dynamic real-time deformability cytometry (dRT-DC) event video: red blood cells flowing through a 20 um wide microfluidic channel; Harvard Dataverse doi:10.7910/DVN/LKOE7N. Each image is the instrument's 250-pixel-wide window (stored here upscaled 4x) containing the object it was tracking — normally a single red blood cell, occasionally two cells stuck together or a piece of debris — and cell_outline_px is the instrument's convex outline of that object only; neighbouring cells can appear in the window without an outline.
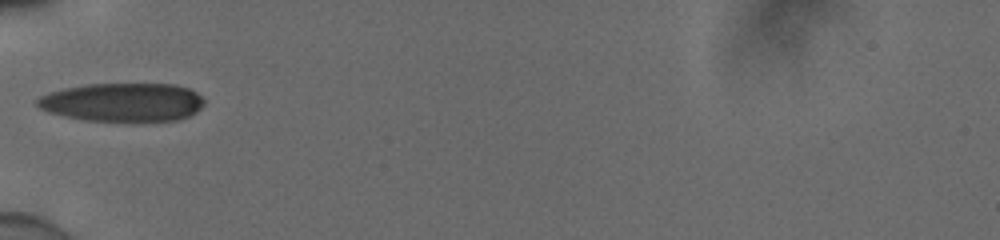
{"species": "human", "species_latin": "Homo sapiens", "temperature_condition": "cold", "stored_images_in_passage": 6, "camera_frame_rate_fps": 3000, "um_per_image_px": 0.085, "donor": {"sex": "male"}, "frame": {"image": 1, "passage_image": 1, "time_ms": 0.0, "image_size_px": [1000, 240], "cell_outline_px": [[204, 104], [196, 112], [180, 120], [132, 124], [88, 120], [64, 116], [48, 112], [40, 108], [36, 104], [36, 100], [40, 96], [64, 88], [88, 84], [176, 84], [188, 88], [196, 92], [204, 100]], "centroid_in_image_um": [10.47, 8.73], "position_along_channel_um": 74.5, "area_um2": 38.49}}
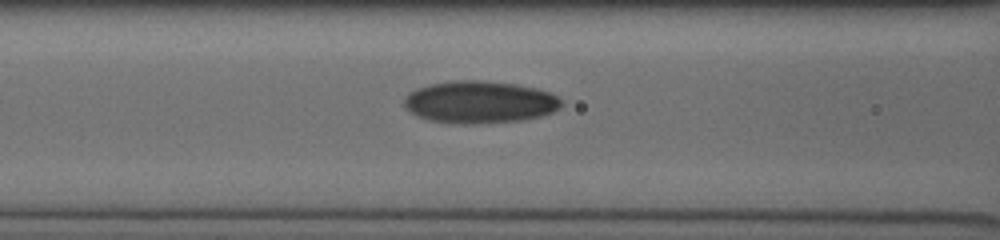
{"frame": {"image": 2, "passage_image": 3, "time_ms": 0.667, "image_size_px": [1000, 240], "cell_outline_px": [[564, 104], [560, 108], [552, 112], [540, 116], [520, 120], [476, 124], [460, 124], [428, 120], [416, 116], [404, 104], [404, 96], [408, 92], [416, 88], [432, 84], [452, 80], [484, 80], [516, 84], [536, 88], [548, 92], [556, 96]], "centroid_in_image_um": [40.76, 8.67], "position_along_channel_um": 125.8, "area_um2": 38.84}}
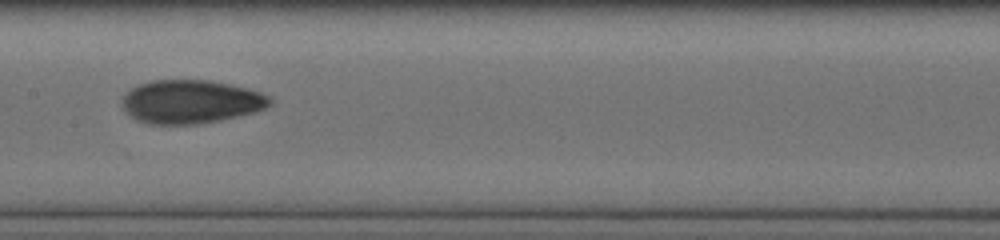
{"frame": {"image": 3, "passage_image": 5, "time_ms": 1.333, "image_size_px": [1000, 240], "cell_outline_px": [[272, 104], [256, 112], [204, 124], [148, 124], [136, 120], [124, 108], [124, 96], [132, 88], [140, 84], [152, 80], [208, 80], [228, 84], [260, 92], [272, 96]], "centroid_in_image_um": [16.27, 8.66], "position_along_channel_um": 191.1, "area_um2": 37.34}}